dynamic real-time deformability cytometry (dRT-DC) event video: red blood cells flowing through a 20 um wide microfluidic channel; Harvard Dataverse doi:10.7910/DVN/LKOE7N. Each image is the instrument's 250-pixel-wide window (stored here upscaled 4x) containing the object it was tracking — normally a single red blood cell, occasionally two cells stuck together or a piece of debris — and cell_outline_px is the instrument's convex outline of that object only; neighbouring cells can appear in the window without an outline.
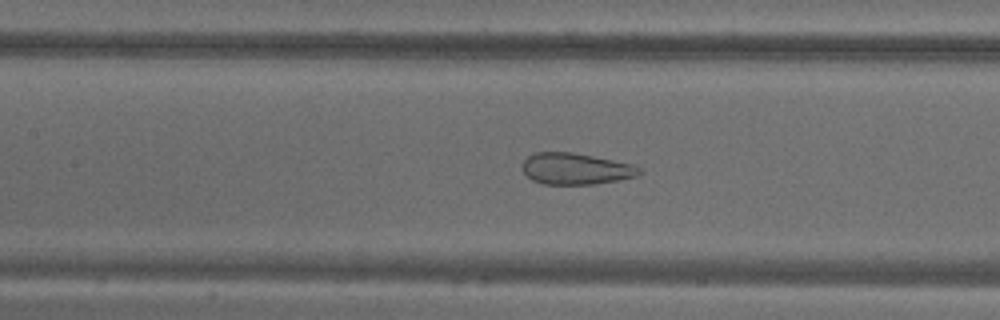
{"species": "common noctule bat (a hibernating species)", "species_latin": "Nyctalus noctula", "temperature_condition": "warm", "stored_images_in_passage": 55, "camera_frame_rate_fps": 3000, "um_per_image_px": 0.085, "animal": {"sex": "male", "body_mass_g": 18.8}, "frame": {"image": 1, "passage_image": 25, "time_ms": 8.0, "image_size_px": [1000, 320], "cell_outline_px": [[644, 172], [636, 176], [620, 180], [596, 184], [544, 184], [532, 180], [520, 168], [520, 164], [532, 152], [572, 152], [636, 164]], "centroid_in_image_um": [48.95, 14.34], "position_along_channel_um": 158.5, "area_um2": 21.79}}
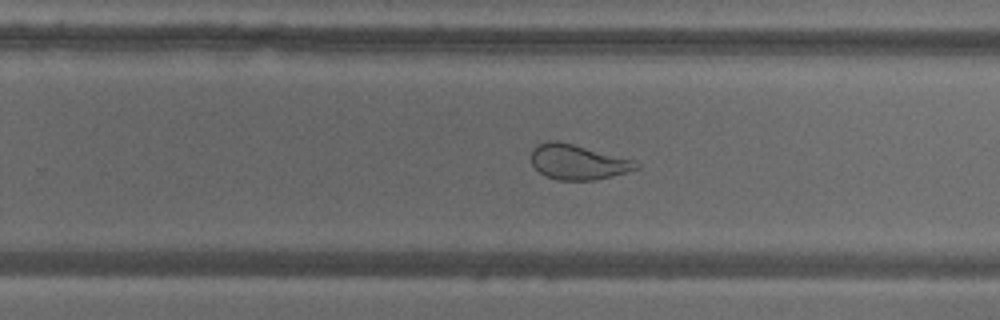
{"frame": {"image": 2, "passage_image": 35, "time_ms": 11.333, "image_size_px": [1000, 320], "cell_outline_px": [[640, 168], [612, 176], [592, 180], [556, 180], [544, 176], [532, 164], [532, 148], [536, 144], [548, 140], [556, 140], [572, 144], [632, 160], [640, 164]], "centroid_in_image_um": [49.07, 13.77], "position_along_channel_um": 280.7, "area_um2": 21.21}}
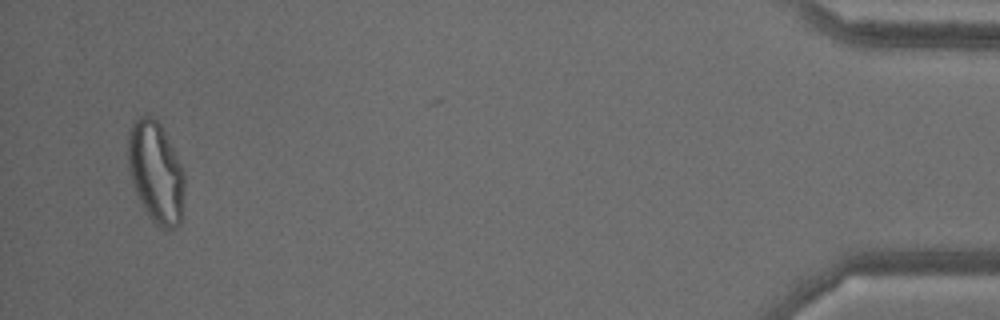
{"frame": {"image": 3, "passage_image": 53, "time_ms": 17.333, "image_size_px": [1000, 320], "cell_outline_px": [[184, 188], [180, 224], [168, 232], [164, 232], [148, 216], [136, 196], [128, 168], [128, 132], [132, 124], [140, 116], [148, 116], [156, 120], [160, 124], [184, 172]], "centroid_in_image_um": [13.23, 14.71], "position_along_channel_um": 422.0, "area_um2": 33.35}, "authors_computed_cell_mechanics": {"area_um2": 29.6514, "velocity_mm_per_s": 3.6771, "shape_relaxation_time_tau1_ms": null, "shape_relaxation_time_tau2_ms": 0.843, "deformation_change_tau1": null, "deformation_change_tau2": 0.0714}}